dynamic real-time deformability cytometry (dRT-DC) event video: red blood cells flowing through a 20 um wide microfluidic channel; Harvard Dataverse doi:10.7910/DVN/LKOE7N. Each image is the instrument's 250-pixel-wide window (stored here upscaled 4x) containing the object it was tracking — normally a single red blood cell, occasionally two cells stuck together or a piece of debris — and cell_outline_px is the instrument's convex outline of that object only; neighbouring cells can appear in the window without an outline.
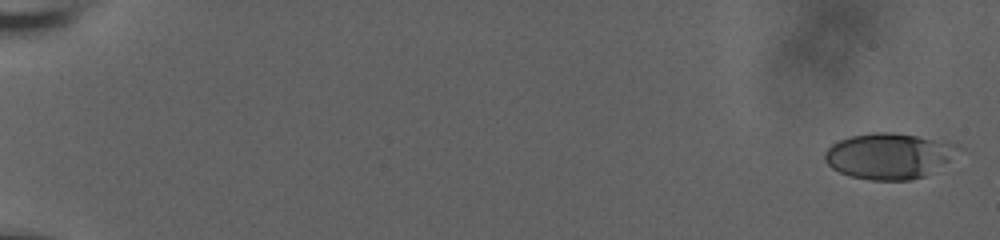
{"species": "human", "species_latin": "Homo sapiens", "temperature_condition": "room temperature", "stored_images_in_passage": 59, "camera_frame_rate_fps": 3000, "um_per_image_px": 0.085, "donor": {"sex": "male"}, "frame": {"image": 1, "passage_image": 1, "time_ms": 0.0, "image_size_px": [1000, 240], "cell_outline_px": [[964, 148], [924, 176], [912, 180], [872, 180], [852, 176], [840, 172], [832, 168], [824, 160], [824, 152], [832, 144], [840, 140], [852, 136], [872, 132], [892, 132], [916, 136], [960, 144]], "centroid_in_image_um": [75.55, 13.24], "position_along_channel_um": 9.5, "area_um2": 35.26}}
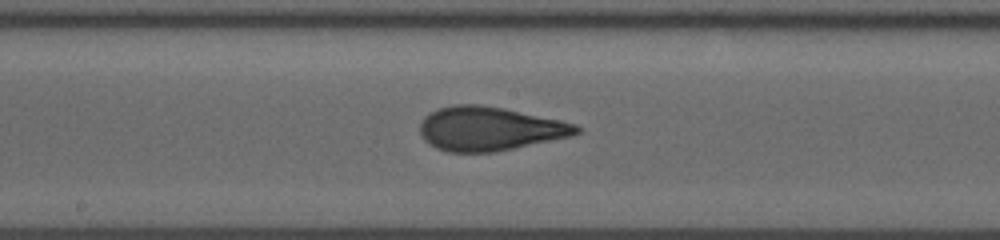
{"frame": {"image": 2, "passage_image": 34, "time_ms": 11.0, "image_size_px": [1000, 240], "cell_outline_px": [[580, 132], [572, 136], [496, 152], [448, 152], [436, 148], [428, 144], [420, 136], [420, 124], [424, 116], [440, 108], [452, 104], [480, 104], [504, 108], [560, 120], [576, 124], [580, 128]], "centroid_in_image_um": [41.59, 10.94], "position_along_channel_um": 206.6, "area_um2": 40.17}}
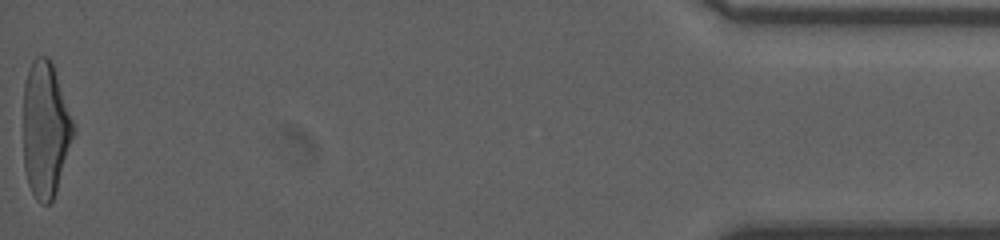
{"frame": {"image": 3, "passage_image": 59, "time_ms": 19.333, "image_size_px": [1000, 240], "cell_outline_px": [[72, 136], [56, 192], [52, 200], [48, 204], [40, 204], [36, 200], [28, 184], [24, 168], [24, 84], [32, 60], [36, 56], [48, 56], [52, 60], [72, 120]], "centroid_in_image_um": [3.82, 10.99], "position_along_channel_um": 431.4, "area_um2": 38.9}, "authors_computed_cell_mechanics": {"area_um2": 38.3792, "velocity_mm_per_s": 3.7328, "shape_relaxation_time_tau1_ms": 5.6832, "shape_relaxation_time_tau2_ms": 1.0833, "deformation_change_tau1": 0.2202, "deformation_change_tau2": 0.0972}}